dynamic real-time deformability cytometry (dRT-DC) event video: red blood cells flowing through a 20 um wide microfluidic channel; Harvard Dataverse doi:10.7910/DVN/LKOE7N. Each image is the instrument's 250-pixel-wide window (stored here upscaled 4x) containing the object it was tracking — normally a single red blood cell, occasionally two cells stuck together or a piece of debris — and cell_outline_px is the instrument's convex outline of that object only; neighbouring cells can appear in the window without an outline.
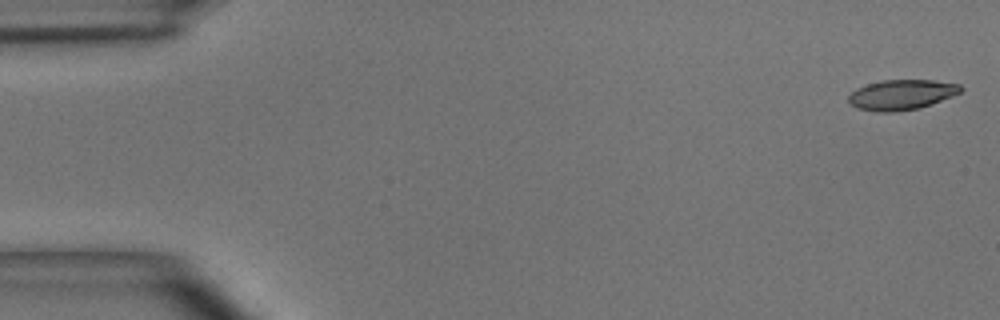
{"species": "common noctule bat (a hibernating species)", "species_latin": "Nyctalus noctula", "temperature_condition": "room temperature", "stored_images_in_passage": 49, "camera_frame_rate_fps": 3000, "um_per_image_px": 0.085, "animal": {"sex": "male", "body_mass_g": 15.6}, "frame": {"image": 1, "passage_image": 1, "time_ms": 0.0, "image_size_px": [1000, 320], "cell_outline_px": [[964, 88], [960, 92], [920, 108], [892, 112], [876, 112], [856, 108], [848, 100], [848, 96], [856, 88], [868, 84], [884, 80], [932, 80], [960, 84]], "centroid_in_image_um": [76.61, 8.05], "position_along_channel_um": 8.4, "area_um2": 19.54}}
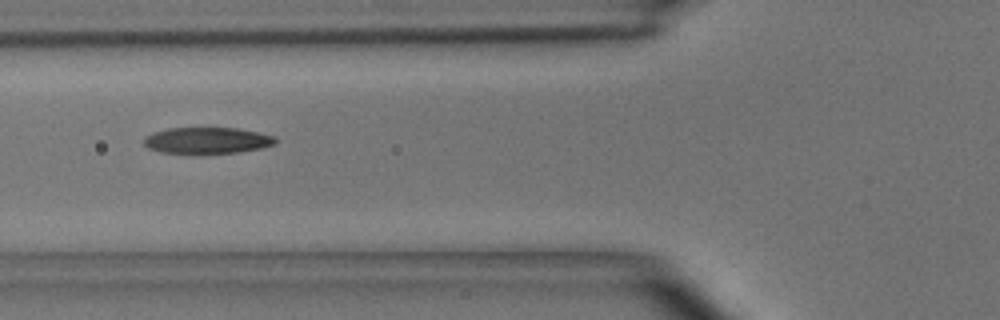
{"frame": {"image": 2, "passage_image": 18, "time_ms": 5.667, "image_size_px": [1000, 320], "cell_outline_px": [[276, 144], [260, 148], [236, 152], [160, 152], [148, 148], [144, 144], [144, 136], [168, 128], [236, 128], [276, 136]], "centroid_in_image_um": [17.61, 11.92], "position_along_channel_um": 108.2, "area_um2": 19.65}}
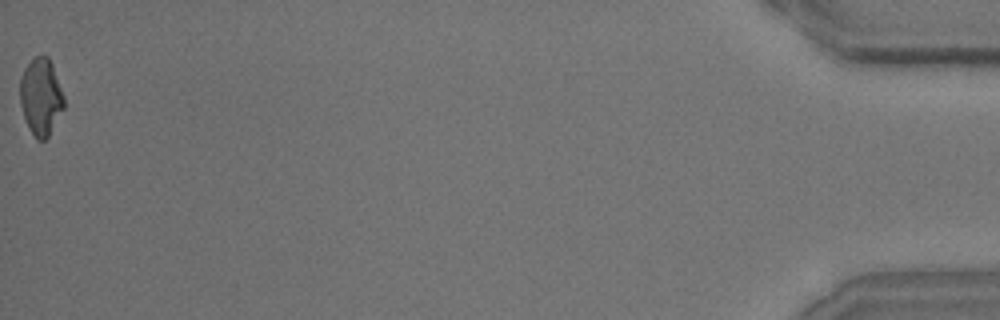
{"frame": {"image": 3, "passage_image": 49, "time_ms": 16.0, "image_size_px": [1000, 320], "cell_outline_px": [[64, 108], [48, 136], [44, 140], [36, 140], [24, 116], [20, 104], [20, 80], [24, 68], [36, 56], [48, 56], [52, 64], [64, 96]], "centroid_in_image_um": [3.48, 8.22], "position_along_channel_um": 431.7, "area_um2": 19.42}, "authors_computed_cell_mechanics": {"area_um2": 20.519, "velocity_mm_per_s": 4.0551, "shape_relaxation_time_tau1_ms": 6.9665, "shape_relaxation_time_tau2_ms": 2.5209, "deformation_change_tau1": 0.2234, "deformation_change_tau2": 0.1012}}